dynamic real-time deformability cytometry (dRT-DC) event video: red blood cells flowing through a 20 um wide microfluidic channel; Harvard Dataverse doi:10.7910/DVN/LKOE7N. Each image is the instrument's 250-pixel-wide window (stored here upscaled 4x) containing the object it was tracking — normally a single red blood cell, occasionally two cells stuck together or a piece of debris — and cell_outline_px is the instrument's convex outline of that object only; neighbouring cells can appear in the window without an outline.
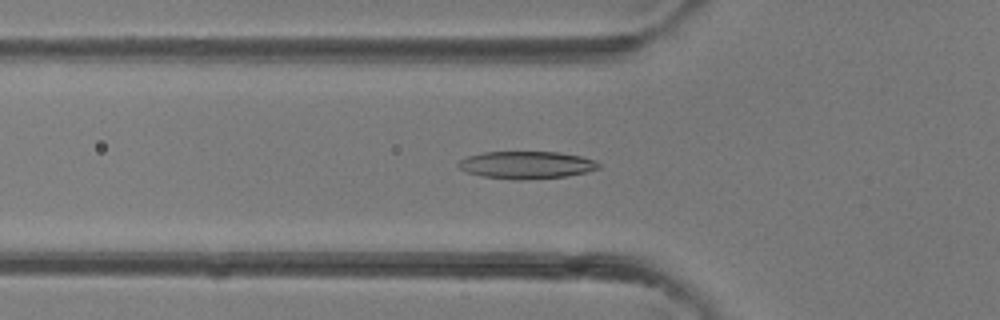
{"species": "common noctule bat (a hibernating species)", "species_latin": "Nyctalus noctula", "temperature_condition": "room temperature", "stored_images_in_passage": 37, "camera_frame_rate_fps": 3000, "um_per_image_px": 0.085, "animal": {"sex": "female"}, "frame": {"image": 1, "passage_image": 14, "time_ms": 4.333, "image_size_px": [1000, 320], "cell_outline_px": [[600, 168], [584, 172], [564, 176], [520, 180], [516, 180], [484, 176], [464, 172], [456, 164], [460, 160], [468, 156], [484, 152], [560, 152], [580, 156], [596, 160], [600, 164]], "centroid_in_image_um": [44.73, 14.01], "position_along_channel_um": 81.1, "area_um2": 22.31}}
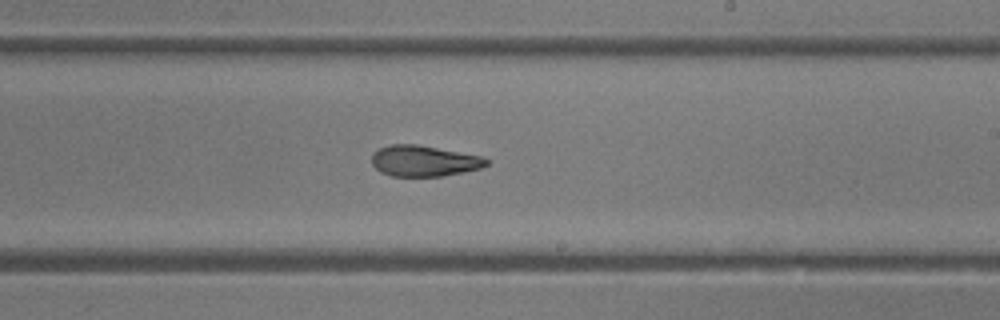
{"frame": {"image": 2, "passage_image": 24, "time_ms": 7.667, "image_size_px": [1000, 320], "cell_outline_px": [[488, 164], [480, 168], [464, 172], [444, 176], [392, 176], [380, 172], [372, 164], [372, 156], [380, 148], [388, 144], [416, 144], [484, 156], [488, 160]], "centroid_in_image_um": [36.06, 13.68], "position_along_channel_um": 252.9, "area_um2": 20.69}}
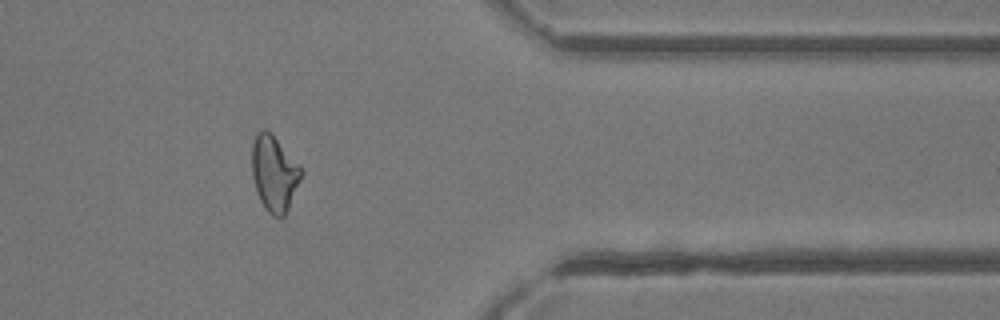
{"frame": {"image": 3, "passage_image": 33, "time_ms": 10.667, "image_size_px": [1000, 320], "cell_outline_px": [[304, 172], [288, 208], [284, 216], [272, 216], [264, 208], [256, 192], [252, 176], [252, 144], [256, 132], [260, 128], [268, 128], [272, 132], [300, 164]], "centroid_in_image_um": [23.31, 14.67], "position_along_channel_um": 388.1, "area_um2": 22.25}}